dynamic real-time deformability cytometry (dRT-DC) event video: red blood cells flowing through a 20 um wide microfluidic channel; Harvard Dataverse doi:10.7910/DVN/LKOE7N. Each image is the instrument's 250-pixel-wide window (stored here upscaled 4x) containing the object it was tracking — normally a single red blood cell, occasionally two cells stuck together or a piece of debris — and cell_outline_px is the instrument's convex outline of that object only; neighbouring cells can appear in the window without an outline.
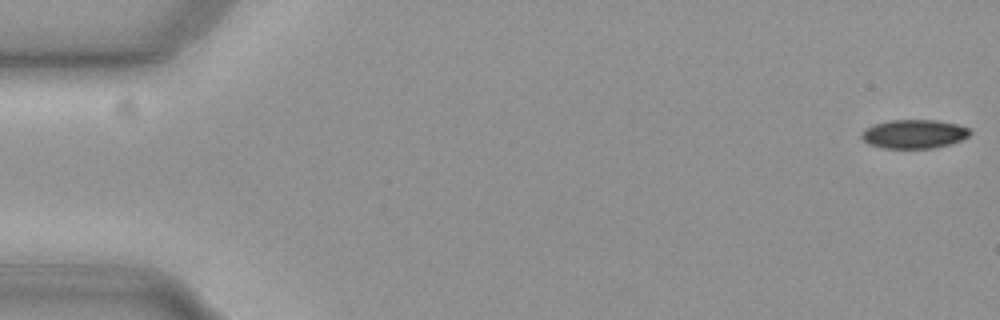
{"species": "common noctule bat (a hibernating species)", "species_latin": "Nyctalus noctula", "temperature_condition": "cold", "stored_images_in_passage": 14, "camera_frame_rate_fps": 3000, "um_per_image_px": 0.085, "animal": {"sex": "female", "body_mass_g": 19.3, "forearm_length_mm": 54.1}, "frame": {"image": 1, "passage_image": 1, "time_ms": 0.0, "image_size_px": [1000, 320], "cell_outline_px": [[972, 132], [968, 136], [960, 140], [936, 148], [884, 148], [868, 144], [860, 136], [872, 124], [888, 120], [936, 120], [956, 124], [968, 128]], "centroid_in_image_um": [77.69, 11.38], "position_along_channel_um": 7.3, "area_um2": 18.09}}
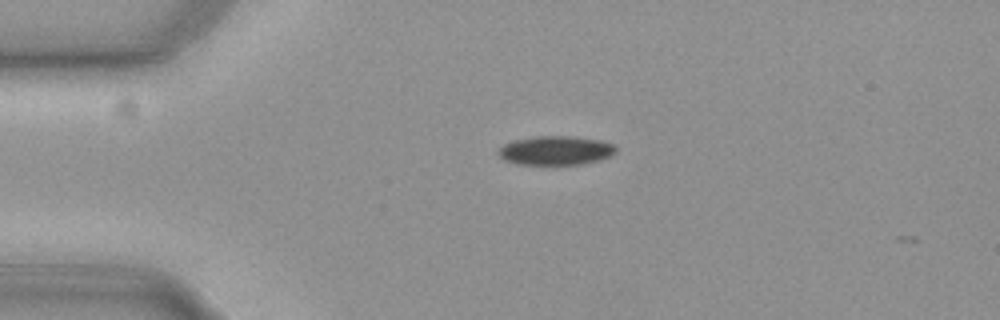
{"frame": {"image": 2, "passage_image": 13, "time_ms": 4.0, "image_size_px": [1000, 320], "cell_outline_px": [[616, 152], [608, 156], [596, 160], [580, 164], [516, 164], [504, 160], [496, 152], [504, 144], [516, 140], [536, 136], [572, 136], [600, 140], [616, 144]], "centroid_in_image_um": [47.23, 12.78], "position_along_channel_um": 37.8, "area_um2": 19.71}}